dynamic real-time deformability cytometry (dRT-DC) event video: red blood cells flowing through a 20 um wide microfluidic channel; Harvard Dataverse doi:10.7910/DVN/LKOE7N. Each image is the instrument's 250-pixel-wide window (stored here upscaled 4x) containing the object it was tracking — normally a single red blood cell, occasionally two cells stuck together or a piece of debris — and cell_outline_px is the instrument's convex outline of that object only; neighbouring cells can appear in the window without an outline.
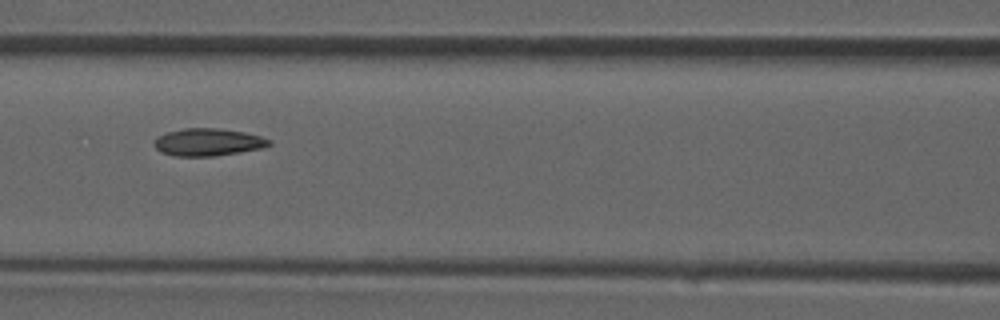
{"species": "common noctule bat (a hibernating species)", "species_latin": "Nyctalus noctula", "temperature_condition": "room temperature", "stored_images_in_passage": 5, "camera_frame_rate_fps": 3000, "um_per_image_px": 0.085, "animal": {"sex": "male", "forearm_length_mm": 52.5}, "frame": {"image": 1, "passage_image": 5, "time_ms": 4.667, "image_size_px": [1000, 320], "cell_outline_px": [[272, 144], [264, 148], [216, 156], [172, 156], [160, 152], [152, 144], [152, 140], [156, 136], [168, 132], [184, 128], [220, 128], [244, 132], [260, 136], [272, 140]], "centroid_in_image_um": [17.66, 12.09], "position_along_channel_um": 148.9, "area_um2": 18.73}}